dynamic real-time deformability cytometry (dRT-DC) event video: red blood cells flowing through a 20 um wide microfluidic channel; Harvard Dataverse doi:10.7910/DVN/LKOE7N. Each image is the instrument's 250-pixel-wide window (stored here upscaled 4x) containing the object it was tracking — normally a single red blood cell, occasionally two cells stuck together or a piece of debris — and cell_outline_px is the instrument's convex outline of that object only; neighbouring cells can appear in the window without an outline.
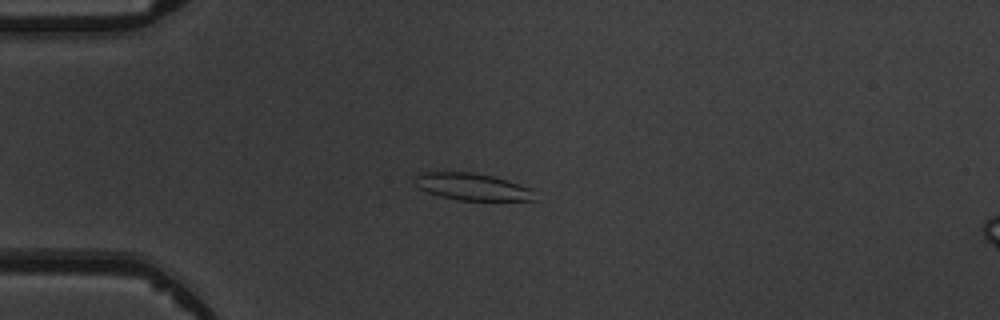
{"species": "common noctule bat (a hibernating species)", "species_latin": "Nyctalus noctula", "temperature_condition": "warm", "stored_images_in_passage": 5, "camera_frame_rate_fps": 3000, "um_per_image_px": 0.085, "animal": {"sex": "male", "body_mass_g": 19.5, "forearm_length_mm": 54.6}, "frame": {"image": 1, "passage_image": 3, "time_ms": 2.0, "image_size_px": [1000, 320], "cell_outline_px": [[536, 200], [460, 200], [440, 196], [428, 192], [420, 188], [412, 180], [420, 172], [472, 172], [496, 176], [508, 180], [528, 188]], "centroid_in_image_um": [40.08, 15.85], "position_along_channel_um": 44.9, "area_um2": 18.67}}
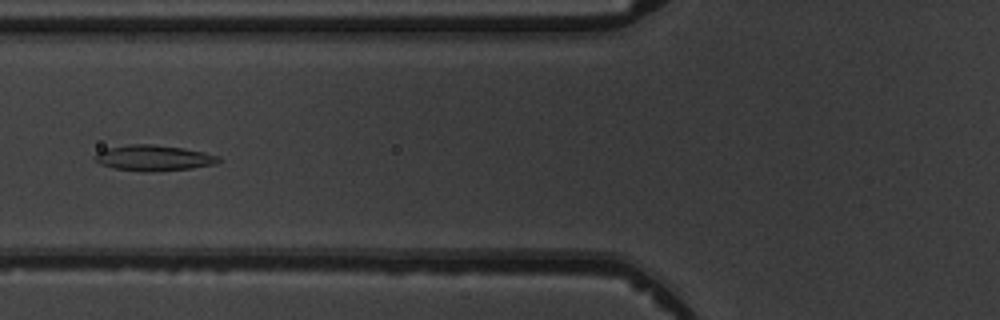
{"frame": {"image": 2, "passage_image": 5, "time_ms": 4.333, "image_size_px": [1000, 320], "cell_outline_px": [[220, 160], [212, 164], [192, 168], [152, 172], [144, 172], [112, 168], [100, 164], [92, 160], [92, 156], [96, 152], [104, 148], [128, 144], [152, 144], [184, 148], [204, 152], [220, 156]], "centroid_in_image_um": [12.96, 13.42], "position_along_channel_um": 112.8, "area_um2": 18.84}}